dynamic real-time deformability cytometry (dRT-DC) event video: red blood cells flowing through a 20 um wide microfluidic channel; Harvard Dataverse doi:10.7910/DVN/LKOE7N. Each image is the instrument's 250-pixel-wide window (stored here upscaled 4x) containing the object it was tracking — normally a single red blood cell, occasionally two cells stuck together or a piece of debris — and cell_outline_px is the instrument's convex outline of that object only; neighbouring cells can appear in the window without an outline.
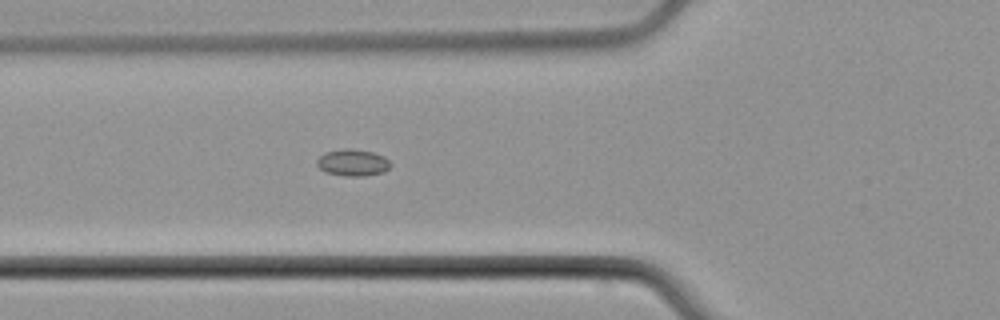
{"species": "common noctule bat (a hibernating species)", "species_latin": "Nyctalus noctula", "temperature_condition": "cold", "stored_images_in_passage": 5, "camera_frame_rate_fps": 3000, "um_per_image_px": 0.085, "animal": {"sex": "male", "body_mass_g": 21.5, "forearm_length_mm": 52.0}, "frame": {"image": 1, "passage_image": 5, "time_ms": 4.667, "image_size_px": [1000, 320], "cell_outline_px": [[392, 164], [384, 172], [364, 176], [348, 176], [324, 172], [316, 164], [316, 160], [324, 152], [344, 148], [352, 148], [372, 152], [384, 156]], "centroid_in_image_um": [29.97, 13.81], "position_along_channel_um": 95.8, "area_um2": 11.56}}